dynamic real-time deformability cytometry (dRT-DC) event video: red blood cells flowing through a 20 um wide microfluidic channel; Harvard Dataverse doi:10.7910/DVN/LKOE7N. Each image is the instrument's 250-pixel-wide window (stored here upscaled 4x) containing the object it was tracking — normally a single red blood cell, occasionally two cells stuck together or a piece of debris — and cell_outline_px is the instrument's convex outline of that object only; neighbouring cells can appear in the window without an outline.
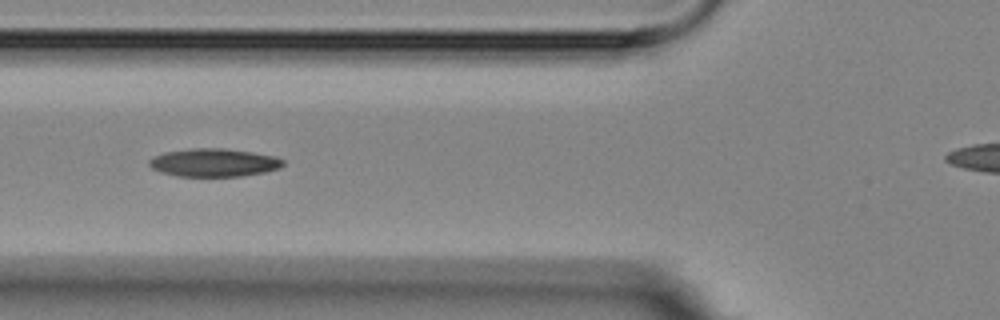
{"species": "Egyptian fruit bat (a non-hibernating species)", "species_latin": "Rousettus aegyptiacus", "temperature_condition": "room temperature", "stored_images_in_passage": 3, "camera_frame_rate_fps": 3000, "um_per_image_px": 0.085, "animal": {"sex": "female"}, "frame": {"image": 1, "passage_image": 3, "time_ms": 2.333, "image_size_px": [1000, 320], "cell_outline_px": [[284, 164], [280, 168], [264, 172], [240, 176], [176, 176], [160, 172], [152, 168], [148, 164], [148, 160], [152, 156], [164, 152], [192, 148], [224, 148], [252, 152], [276, 156], [284, 160]], "centroid_in_image_um": [18.16, 13.81], "position_along_channel_um": 107.6, "area_um2": 22.08}}